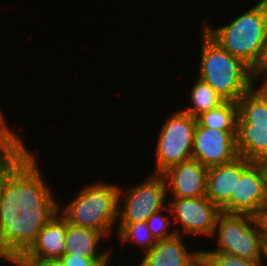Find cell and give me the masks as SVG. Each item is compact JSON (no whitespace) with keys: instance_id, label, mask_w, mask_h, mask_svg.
<instances>
[{"instance_id":"obj_35","label":"cell","mask_w":267,"mask_h":266,"mask_svg":"<svg viewBox=\"0 0 267 266\" xmlns=\"http://www.w3.org/2000/svg\"><path fill=\"white\" fill-rule=\"evenodd\" d=\"M261 1L264 3L266 10H267V0H261Z\"/></svg>"},{"instance_id":"obj_13","label":"cell","mask_w":267,"mask_h":266,"mask_svg":"<svg viewBox=\"0 0 267 266\" xmlns=\"http://www.w3.org/2000/svg\"><path fill=\"white\" fill-rule=\"evenodd\" d=\"M48 222H29L24 216L0 217V260L26 251Z\"/></svg>"},{"instance_id":"obj_31","label":"cell","mask_w":267,"mask_h":266,"mask_svg":"<svg viewBox=\"0 0 267 266\" xmlns=\"http://www.w3.org/2000/svg\"><path fill=\"white\" fill-rule=\"evenodd\" d=\"M256 163L262 171L264 178V187L267 195V157L259 159Z\"/></svg>"},{"instance_id":"obj_21","label":"cell","mask_w":267,"mask_h":266,"mask_svg":"<svg viewBox=\"0 0 267 266\" xmlns=\"http://www.w3.org/2000/svg\"><path fill=\"white\" fill-rule=\"evenodd\" d=\"M116 236L120 245L133 244L142 249L141 255L147 253L156 243L147 226V222L139 223H117Z\"/></svg>"},{"instance_id":"obj_34","label":"cell","mask_w":267,"mask_h":266,"mask_svg":"<svg viewBox=\"0 0 267 266\" xmlns=\"http://www.w3.org/2000/svg\"><path fill=\"white\" fill-rule=\"evenodd\" d=\"M264 260H265V263H266V266H267V245H266Z\"/></svg>"},{"instance_id":"obj_32","label":"cell","mask_w":267,"mask_h":266,"mask_svg":"<svg viewBox=\"0 0 267 266\" xmlns=\"http://www.w3.org/2000/svg\"><path fill=\"white\" fill-rule=\"evenodd\" d=\"M264 223H265V227H266V238H267V210L264 214V216L262 217Z\"/></svg>"},{"instance_id":"obj_7","label":"cell","mask_w":267,"mask_h":266,"mask_svg":"<svg viewBox=\"0 0 267 266\" xmlns=\"http://www.w3.org/2000/svg\"><path fill=\"white\" fill-rule=\"evenodd\" d=\"M267 210L264 178L256 162L236 157V186L222 212L249 214L262 218Z\"/></svg>"},{"instance_id":"obj_30","label":"cell","mask_w":267,"mask_h":266,"mask_svg":"<svg viewBox=\"0 0 267 266\" xmlns=\"http://www.w3.org/2000/svg\"><path fill=\"white\" fill-rule=\"evenodd\" d=\"M22 205H17L13 200L0 199V217L17 216L22 209Z\"/></svg>"},{"instance_id":"obj_16","label":"cell","mask_w":267,"mask_h":266,"mask_svg":"<svg viewBox=\"0 0 267 266\" xmlns=\"http://www.w3.org/2000/svg\"><path fill=\"white\" fill-rule=\"evenodd\" d=\"M236 186V158L208 168L206 197L220 209L229 201Z\"/></svg>"},{"instance_id":"obj_25","label":"cell","mask_w":267,"mask_h":266,"mask_svg":"<svg viewBox=\"0 0 267 266\" xmlns=\"http://www.w3.org/2000/svg\"><path fill=\"white\" fill-rule=\"evenodd\" d=\"M6 120L0 108V149L3 152H31L21 135L17 134Z\"/></svg>"},{"instance_id":"obj_19","label":"cell","mask_w":267,"mask_h":266,"mask_svg":"<svg viewBox=\"0 0 267 266\" xmlns=\"http://www.w3.org/2000/svg\"><path fill=\"white\" fill-rule=\"evenodd\" d=\"M238 105L235 101L225 100L217 107L196 117L197 126L225 131H236Z\"/></svg>"},{"instance_id":"obj_9","label":"cell","mask_w":267,"mask_h":266,"mask_svg":"<svg viewBox=\"0 0 267 266\" xmlns=\"http://www.w3.org/2000/svg\"><path fill=\"white\" fill-rule=\"evenodd\" d=\"M35 152H31L7 177L0 199L13 200L17 205L39 202L52 189L45 182L43 169Z\"/></svg>"},{"instance_id":"obj_23","label":"cell","mask_w":267,"mask_h":266,"mask_svg":"<svg viewBox=\"0 0 267 266\" xmlns=\"http://www.w3.org/2000/svg\"><path fill=\"white\" fill-rule=\"evenodd\" d=\"M265 260H249L219 251H202L201 266H265Z\"/></svg>"},{"instance_id":"obj_22","label":"cell","mask_w":267,"mask_h":266,"mask_svg":"<svg viewBox=\"0 0 267 266\" xmlns=\"http://www.w3.org/2000/svg\"><path fill=\"white\" fill-rule=\"evenodd\" d=\"M19 215L29 222H49L59 211V201L53 189L39 202L22 204Z\"/></svg>"},{"instance_id":"obj_27","label":"cell","mask_w":267,"mask_h":266,"mask_svg":"<svg viewBox=\"0 0 267 266\" xmlns=\"http://www.w3.org/2000/svg\"><path fill=\"white\" fill-rule=\"evenodd\" d=\"M111 258H89L84 255L63 254L58 260L60 266H109Z\"/></svg>"},{"instance_id":"obj_6","label":"cell","mask_w":267,"mask_h":266,"mask_svg":"<svg viewBox=\"0 0 267 266\" xmlns=\"http://www.w3.org/2000/svg\"><path fill=\"white\" fill-rule=\"evenodd\" d=\"M132 186L120 187L117 223L146 222L152 214L167 206L170 198L161 174L150 173Z\"/></svg>"},{"instance_id":"obj_33","label":"cell","mask_w":267,"mask_h":266,"mask_svg":"<svg viewBox=\"0 0 267 266\" xmlns=\"http://www.w3.org/2000/svg\"><path fill=\"white\" fill-rule=\"evenodd\" d=\"M5 262L11 263V265L17 266L11 259H4Z\"/></svg>"},{"instance_id":"obj_1","label":"cell","mask_w":267,"mask_h":266,"mask_svg":"<svg viewBox=\"0 0 267 266\" xmlns=\"http://www.w3.org/2000/svg\"><path fill=\"white\" fill-rule=\"evenodd\" d=\"M201 48L198 78L208 83L224 100L237 102L257 84L252 68L241 58L234 57L203 30L200 31Z\"/></svg>"},{"instance_id":"obj_18","label":"cell","mask_w":267,"mask_h":266,"mask_svg":"<svg viewBox=\"0 0 267 266\" xmlns=\"http://www.w3.org/2000/svg\"><path fill=\"white\" fill-rule=\"evenodd\" d=\"M236 149L238 156L251 162L267 157V127L237 124Z\"/></svg>"},{"instance_id":"obj_5","label":"cell","mask_w":267,"mask_h":266,"mask_svg":"<svg viewBox=\"0 0 267 266\" xmlns=\"http://www.w3.org/2000/svg\"><path fill=\"white\" fill-rule=\"evenodd\" d=\"M164 122L158 133L152 174H162L171 166L192 158L196 118L177 110L168 115Z\"/></svg>"},{"instance_id":"obj_14","label":"cell","mask_w":267,"mask_h":266,"mask_svg":"<svg viewBox=\"0 0 267 266\" xmlns=\"http://www.w3.org/2000/svg\"><path fill=\"white\" fill-rule=\"evenodd\" d=\"M66 219L57 212L38 232L36 240L26 250L29 255L59 260L65 253Z\"/></svg>"},{"instance_id":"obj_17","label":"cell","mask_w":267,"mask_h":266,"mask_svg":"<svg viewBox=\"0 0 267 266\" xmlns=\"http://www.w3.org/2000/svg\"><path fill=\"white\" fill-rule=\"evenodd\" d=\"M237 105V124L267 127V82L253 86L239 98Z\"/></svg>"},{"instance_id":"obj_26","label":"cell","mask_w":267,"mask_h":266,"mask_svg":"<svg viewBox=\"0 0 267 266\" xmlns=\"http://www.w3.org/2000/svg\"><path fill=\"white\" fill-rule=\"evenodd\" d=\"M30 153L3 152L0 155V195L7 177Z\"/></svg>"},{"instance_id":"obj_4","label":"cell","mask_w":267,"mask_h":266,"mask_svg":"<svg viewBox=\"0 0 267 266\" xmlns=\"http://www.w3.org/2000/svg\"><path fill=\"white\" fill-rule=\"evenodd\" d=\"M212 238H216V247L202 251H219L249 260H264L267 238L262 218L221 212Z\"/></svg>"},{"instance_id":"obj_20","label":"cell","mask_w":267,"mask_h":266,"mask_svg":"<svg viewBox=\"0 0 267 266\" xmlns=\"http://www.w3.org/2000/svg\"><path fill=\"white\" fill-rule=\"evenodd\" d=\"M189 91L190 105L181 109L196 118L200 114L207 112L225 100L208 83L197 78Z\"/></svg>"},{"instance_id":"obj_2","label":"cell","mask_w":267,"mask_h":266,"mask_svg":"<svg viewBox=\"0 0 267 266\" xmlns=\"http://www.w3.org/2000/svg\"><path fill=\"white\" fill-rule=\"evenodd\" d=\"M120 186L105 180L87 183L67 205L59 202L58 212L67 222L94 229L109 239L118 222Z\"/></svg>"},{"instance_id":"obj_3","label":"cell","mask_w":267,"mask_h":266,"mask_svg":"<svg viewBox=\"0 0 267 266\" xmlns=\"http://www.w3.org/2000/svg\"><path fill=\"white\" fill-rule=\"evenodd\" d=\"M202 23L200 28L221 48L255 66L267 33V10L261 0L226 25L213 28L208 20Z\"/></svg>"},{"instance_id":"obj_8","label":"cell","mask_w":267,"mask_h":266,"mask_svg":"<svg viewBox=\"0 0 267 266\" xmlns=\"http://www.w3.org/2000/svg\"><path fill=\"white\" fill-rule=\"evenodd\" d=\"M168 206L176 234L188 236L212 237L221 209L212 203L206 196L197 198H171ZM182 228V229H181Z\"/></svg>"},{"instance_id":"obj_28","label":"cell","mask_w":267,"mask_h":266,"mask_svg":"<svg viewBox=\"0 0 267 266\" xmlns=\"http://www.w3.org/2000/svg\"><path fill=\"white\" fill-rule=\"evenodd\" d=\"M11 260L17 266H60L58 260L38 258L29 255L26 251L16 254Z\"/></svg>"},{"instance_id":"obj_11","label":"cell","mask_w":267,"mask_h":266,"mask_svg":"<svg viewBox=\"0 0 267 266\" xmlns=\"http://www.w3.org/2000/svg\"><path fill=\"white\" fill-rule=\"evenodd\" d=\"M207 172L206 166L191 158L171 166L161 175L165 179L169 197L197 198L206 196Z\"/></svg>"},{"instance_id":"obj_15","label":"cell","mask_w":267,"mask_h":266,"mask_svg":"<svg viewBox=\"0 0 267 266\" xmlns=\"http://www.w3.org/2000/svg\"><path fill=\"white\" fill-rule=\"evenodd\" d=\"M105 238L101 232L73 225L66 220L64 254L84 255V257L89 258H112L113 252L111 249L100 250V243Z\"/></svg>"},{"instance_id":"obj_29","label":"cell","mask_w":267,"mask_h":266,"mask_svg":"<svg viewBox=\"0 0 267 266\" xmlns=\"http://www.w3.org/2000/svg\"><path fill=\"white\" fill-rule=\"evenodd\" d=\"M253 75L257 81L267 82V33L264 39L262 51L255 66L252 68ZM263 78V81H262Z\"/></svg>"},{"instance_id":"obj_12","label":"cell","mask_w":267,"mask_h":266,"mask_svg":"<svg viewBox=\"0 0 267 266\" xmlns=\"http://www.w3.org/2000/svg\"><path fill=\"white\" fill-rule=\"evenodd\" d=\"M184 238L185 236L176 234L157 240L154 246L141 256L138 266H201L202 250L188 249Z\"/></svg>"},{"instance_id":"obj_10","label":"cell","mask_w":267,"mask_h":266,"mask_svg":"<svg viewBox=\"0 0 267 266\" xmlns=\"http://www.w3.org/2000/svg\"><path fill=\"white\" fill-rule=\"evenodd\" d=\"M238 157L236 131L196 126L192 158L207 168L226 164Z\"/></svg>"},{"instance_id":"obj_24","label":"cell","mask_w":267,"mask_h":266,"mask_svg":"<svg viewBox=\"0 0 267 266\" xmlns=\"http://www.w3.org/2000/svg\"><path fill=\"white\" fill-rule=\"evenodd\" d=\"M167 211L168 215H164L163 213ZM171 212L169 209V206H165L163 209L159 210L158 212H155L147 219V226L149 230L151 231L152 236L154 239L161 240L173 237L176 235L175 229L172 228L174 225L172 223L173 219L170 218ZM171 228V229H170ZM171 230V231H170Z\"/></svg>"}]
</instances>
